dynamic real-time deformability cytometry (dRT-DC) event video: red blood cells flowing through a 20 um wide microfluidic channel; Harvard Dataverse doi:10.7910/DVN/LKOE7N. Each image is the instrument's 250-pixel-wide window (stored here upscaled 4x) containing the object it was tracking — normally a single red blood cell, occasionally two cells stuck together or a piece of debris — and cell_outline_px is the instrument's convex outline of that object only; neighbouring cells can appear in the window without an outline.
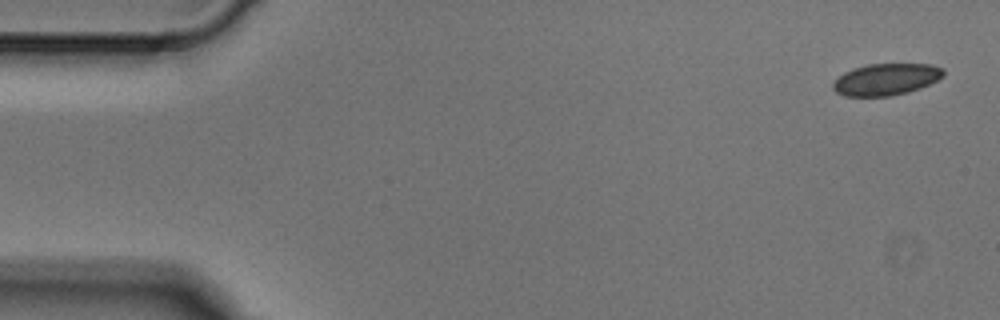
{"species": "Egyptian fruit bat (a non-hibernating species)", "species_latin": "Rousettus aegyptiacus", "temperature_condition": "cold", "stored_images_in_passage": 3, "camera_frame_rate_fps": 3000, "um_per_image_px": 0.085, "animal": {"sex": "male"}, "frame": {"image": 1, "passage_image": 1, "time_ms": 0.0, "image_size_px": [1000, 320], "cell_outline_px": [[944, 76], [920, 88], [908, 92], [892, 96], [844, 96], [836, 92], [832, 88], [832, 84], [844, 72], [852, 68], [868, 64], [932, 64], [944, 68]], "centroid_in_image_um": [75.32, 6.74], "position_along_channel_um": 9.7, "area_um2": 20.46}}
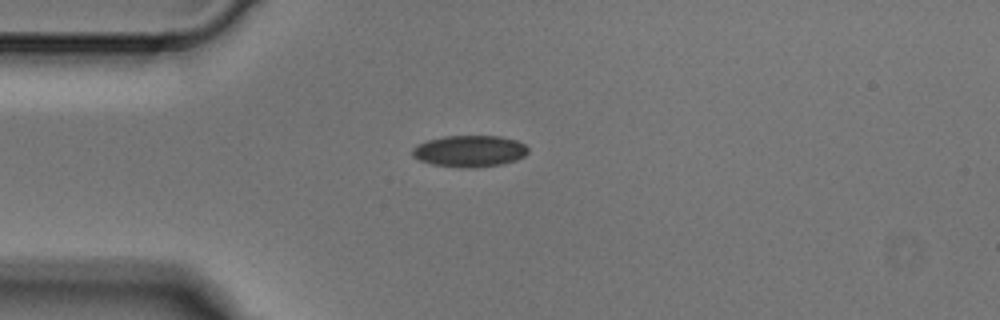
{"frame": {"image": 2, "passage_image": 3, "time_ms": 0.667, "image_size_px": [1000, 320], "cell_outline_px": [[528, 152], [524, 156], [516, 160], [500, 164], [472, 168], [468, 168], [432, 164], [420, 160], [412, 156], [412, 148], [428, 140], [444, 136], [500, 136], [516, 140], [524, 144], [528, 148]], "centroid_in_image_um": [39.93, 12.84], "position_along_channel_um": 45.1, "area_um2": 21.1}}